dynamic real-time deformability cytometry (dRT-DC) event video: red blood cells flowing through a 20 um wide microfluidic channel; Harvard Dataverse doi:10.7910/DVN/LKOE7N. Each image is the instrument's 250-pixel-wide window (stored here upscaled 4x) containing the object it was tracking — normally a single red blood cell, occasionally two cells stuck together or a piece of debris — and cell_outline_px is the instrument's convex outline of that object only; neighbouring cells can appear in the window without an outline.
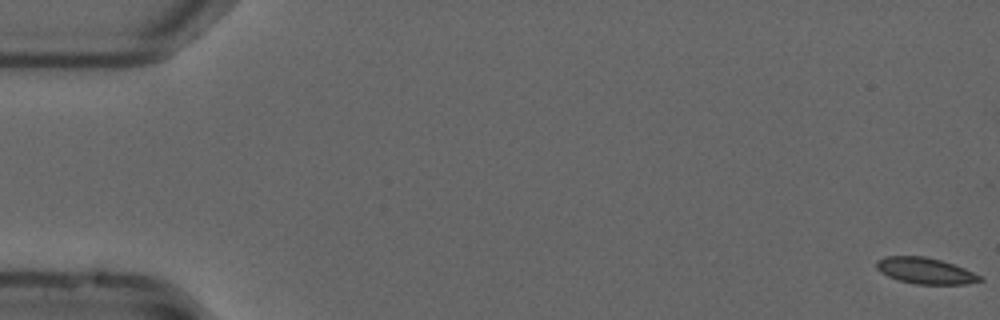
{"species": "common noctule bat (a hibernating species)", "species_latin": "Nyctalus noctula", "temperature_condition": "cold", "stored_images_in_passage": 56, "camera_frame_rate_fps": 3000, "um_per_image_px": 0.085, "animal": {"sex": "male", "forearm_length_mm": 52.5}, "frame": {"image": 1, "passage_image": 1, "time_ms": 0.0, "image_size_px": [1000, 320], "cell_outline_px": [[984, 280], [964, 284], [916, 284], [900, 280], [888, 276], [880, 272], [876, 268], [876, 260], [884, 256], [924, 256], [940, 260], [964, 268], [984, 276]], "centroid_in_image_um": [78.66, 23.01], "position_along_channel_um": 6.3, "area_um2": 15.78}}
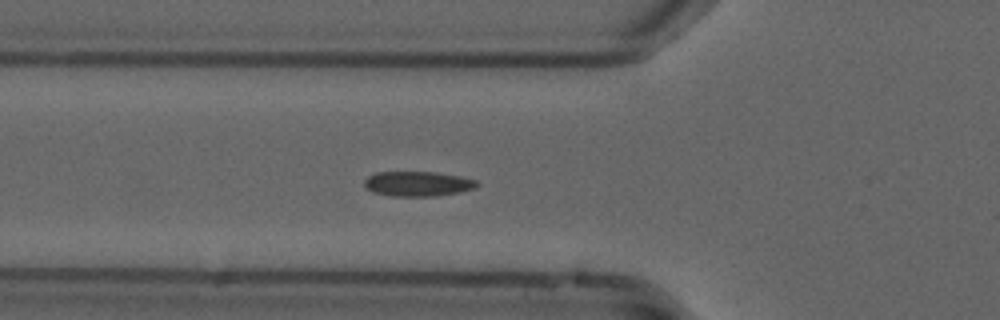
{"frame": {"image": 2, "passage_image": 20, "time_ms": 6.333, "image_size_px": [1000, 320], "cell_outline_px": [[480, 184], [476, 188], [460, 192], [436, 196], [392, 196], [372, 192], [364, 188], [364, 180], [368, 176], [376, 172], [436, 172], [460, 176], [476, 180]], "centroid_in_image_um": [35.5, 15.62], "position_along_channel_um": 90.3, "area_um2": 16.53}}
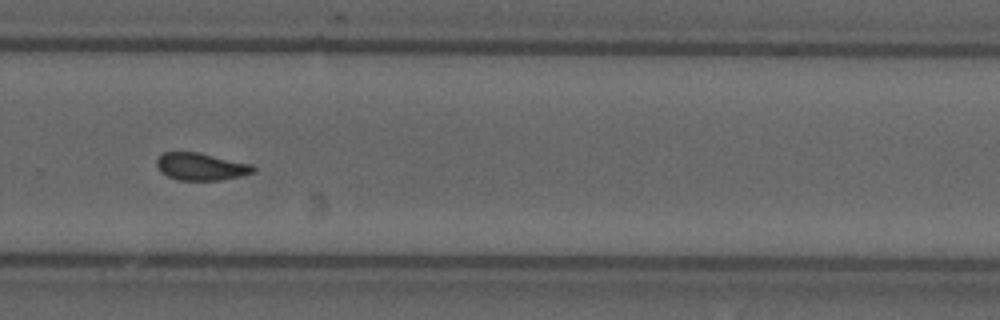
{"frame": {"image": 3, "passage_image": 38, "time_ms": 12.333, "image_size_px": [1000, 320], "cell_outline_px": [[256, 168], [252, 172], [240, 176], [220, 180], [180, 180], [168, 176], [160, 172], [156, 164], [156, 160], [164, 152], [196, 152], [252, 164]], "centroid_in_image_um": [17.06, 14.16], "position_along_channel_um": 312.7, "area_um2": 15.2}, "authors_computed_cell_mechanics": {"area_um2": 15.7794, "velocity_mm_per_s": 3.7056, "shape_relaxation_time_tau1_ms": null, "shape_relaxation_time_tau2_ms": 2.0886, "deformation_change_tau1": null, "deformation_change_tau2": 0.0699}}